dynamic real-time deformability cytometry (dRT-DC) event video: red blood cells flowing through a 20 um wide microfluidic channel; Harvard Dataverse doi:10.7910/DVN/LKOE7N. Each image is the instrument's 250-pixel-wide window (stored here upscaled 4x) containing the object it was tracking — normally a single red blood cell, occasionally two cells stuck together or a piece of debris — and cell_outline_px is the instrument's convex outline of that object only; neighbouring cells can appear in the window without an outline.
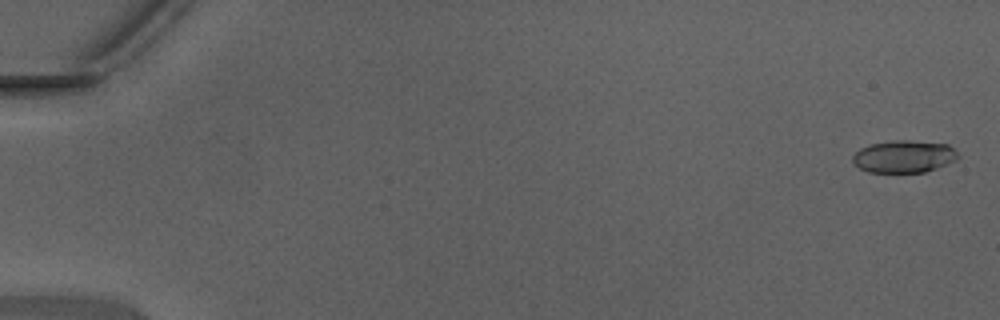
{"species": "Egyptian fruit bat (a non-hibernating species)", "species_latin": "Rousettus aegyptiacus", "temperature_condition": "warm", "stored_images_in_passage": 48, "camera_frame_rate_fps": 3000, "um_per_image_px": 0.085, "animal": {"sex": "male"}, "frame": {"image": 1, "passage_image": 1, "time_ms": 0.0, "image_size_px": [1000, 320], "cell_outline_px": [[960, 156], [956, 160], [936, 168], [924, 172], [868, 172], [852, 164], [852, 156], [860, 148], [872, 144], [892, 140], [908, 140], [948, 144]], "centroid_in_image_um": [76.81, 13.3], "position_along_channel_um": 8.2, "area_um2": 19.83}}
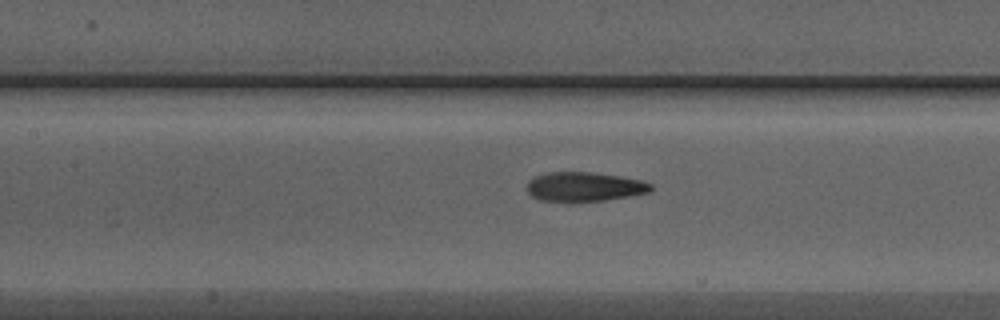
{"frame": {"image": 2, "passage_image": 23, "time_ms": 7.333, "image_size_px": [1000, 320], "cell_outline_px": [[652, 188], [648, 192], [628, 196], [604, 200], [572, 204], [540, 200], [532, 196], [528, 192], [528, 180], [536, 176], [548, 172], [592, 172], [620, 176], [640, 180], [652, 184]], "centroid_in_image_um": [49.62, 15.9], "position_along_channel_um": 157.8, "area_um2": 21.56}}
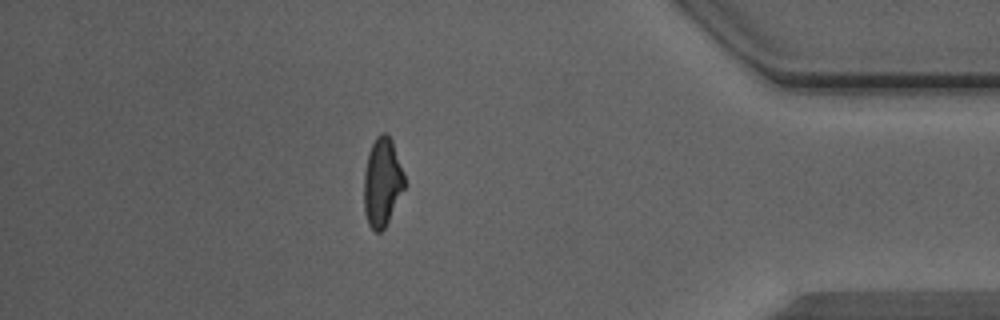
{"frame": {"image": 3, "passage_image": 42, "time_ms": 13.667, "image_size_px": [1000, 320], "cell_outline_px": [[404, 188], [384, 228], [380, 232], [376, 232], [368, 224], [364, 212], [364, 172], [368, 152], [376, 136], [380, 132], [384, 132], [392, 140], [404, 172]], "centroid_in_image_um": [32.47, 15.45], "position_along_channel_um": 402.7, "area_um2": 20.81}, "authors_computed_cell_mechanics": {"area_um2": 20.8947, "velocity_mm_per_s": 4.4184, "shape_relaxation_time_tau1_ms": 4.4851, "shape_relaxation_time_tau2_ms": 1.9437, "deformation_change_tau1": 0.1801, "deformation_change_tau2": 0.0947}}